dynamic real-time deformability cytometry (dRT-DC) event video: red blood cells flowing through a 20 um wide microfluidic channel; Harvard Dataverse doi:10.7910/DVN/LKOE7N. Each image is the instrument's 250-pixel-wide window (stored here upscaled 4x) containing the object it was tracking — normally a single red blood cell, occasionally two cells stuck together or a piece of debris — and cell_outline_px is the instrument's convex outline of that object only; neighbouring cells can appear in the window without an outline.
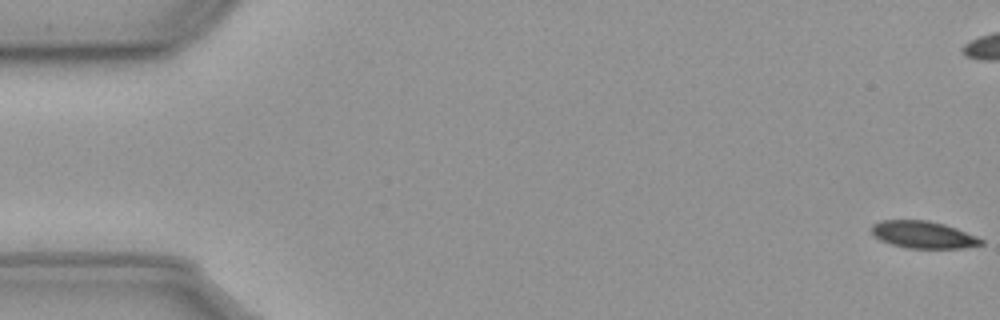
{"species": "common noctule bat (a hibernating species)", "species_latin": "Nyctalus noctula", "temperature_condition": "cold", "stored_images_in_passage": 59, "camera_frame_rate_fps": 3000, "um_per_image_px": 0.085, "animal": {"sex": "male", "body_mass_g": 23.1, "forearm_length_mm": 52.7}, "frame": {"image": 1, "passage_image": 1, "time_ms": 0.0, "image_size_px": [1000, 320], "cell_outline_px": [[984, 244], [964, 248], [908, 248], [892, 244], [880, 240], [872, 236], [872, 224], [880, 220], [928, 220], [944, 224], [956, 228], [976, 236], [984, 240]], "centroid_in_image_um": [78.47, 19.95], "position_along_channel_um": 6.5, "area_um2": 17.4}}
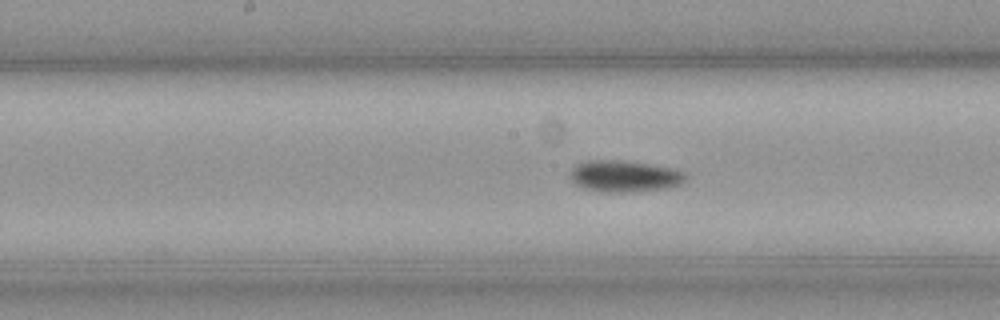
{"frame": {"image": 2, "passage_image": 29, "time_ms": 9.333, "image_size_px": [1000, 320], "cell_outline_px": [[688, 176], [680, 184], [668, 188], [632, 192], [604, 192], [584, 188], [576, 184], [568, 176], [568, 172], [576, 164], [588, 160], [620, 160], [648, 164], [672, 168], [684, 172]], "centroid_in_image_um": [53.05, 14.98], "position_along_channel_um": 195.2, "area_um2": 21.33}}
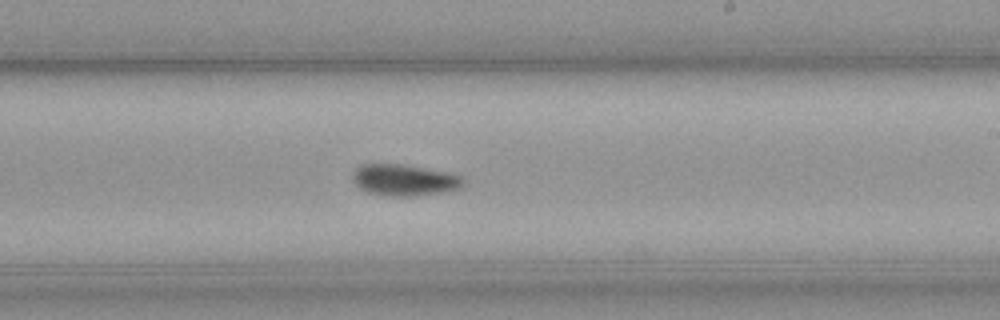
{"frame": {"image": 3, "passage_image": 34, "time_ms": 11.0, "image_size_px": [1000, 320], "cell_outline_px": [[464, 184], [460, 188], [448, 192], [412, 196], [388, 196], [368, 192], [360, 188], [352, 180], [352, 172], [356, 168], [364, 164], [400, 164], [444, 172], [460, 176], [464, 180]], "centroid_in_image_um": [34.35, 15.32], "position_along_channel_um": 254.7, "area_um2": 20.11}}